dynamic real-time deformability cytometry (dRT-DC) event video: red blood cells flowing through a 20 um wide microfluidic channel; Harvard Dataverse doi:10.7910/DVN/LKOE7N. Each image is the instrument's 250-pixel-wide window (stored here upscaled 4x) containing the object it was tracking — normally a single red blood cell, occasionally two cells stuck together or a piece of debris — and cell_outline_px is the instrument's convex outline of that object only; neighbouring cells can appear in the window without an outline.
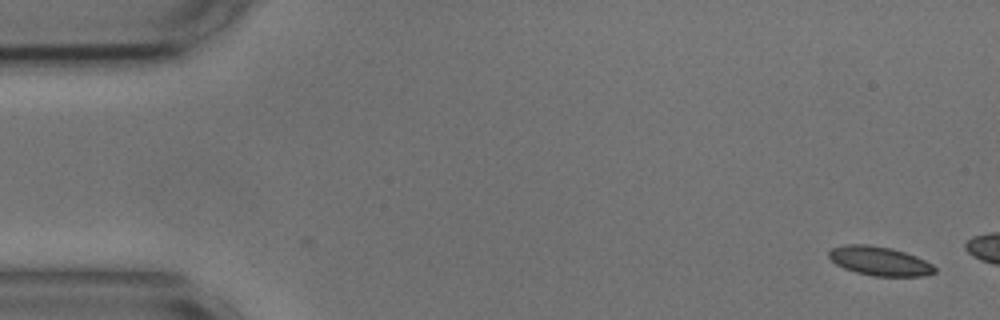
{"species": "common noctule bat (a hibernating species)", "species_latin": "Nyctalus noctula", "temperature_condition": "cold", "stored_images_in_passage": 3, "camera_frame_rate_fps": 3000, "um_per_image_px": 0.085, "animal": {"sex": "male", "body_mass_g": 17.9, "forearm_length_mm": 54.2}, "frame": {"image": 1, "passage_image": 3, "time_ms": 0.667, "image_size_px": [1000, 320], "cell_outline_px": [[936, 272], [924, 276], [872, 276], [856, 272], [844, 268], [836, 264], [828, 256], [828, 252], [832, 248], [848, 244], [864, 244], [892, 248], [916, 256], [932, 264], [936, 268]], "centroid_in_image_um": [74.77, 22.19], "position_along_channel_um": 10.2, "area_um2": 17.86}}